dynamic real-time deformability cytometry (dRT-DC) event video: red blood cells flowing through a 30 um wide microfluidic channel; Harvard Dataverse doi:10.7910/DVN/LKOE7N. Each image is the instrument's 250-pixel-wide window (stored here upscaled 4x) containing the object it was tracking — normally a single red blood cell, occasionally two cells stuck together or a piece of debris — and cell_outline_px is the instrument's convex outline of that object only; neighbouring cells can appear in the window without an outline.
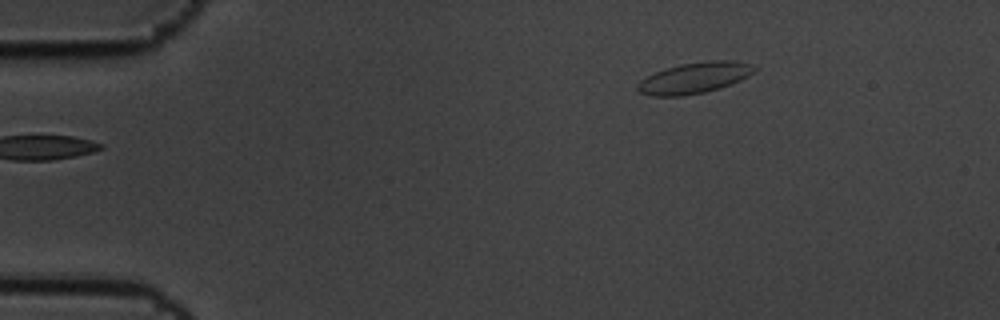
{"species": "common noctule bat (a hibernating species)", "species_latin": "Nyctalus noctula", "temperature_condition": "cold", "stored_images_in_passage": 2, "camera_frame_rate_fps": 3000, "um_per_image_px": 0.085, "animal": {"sex": "male", "body_mass_g": 19.5, "forearm_length_mm": 54.6}, "frame": {"image": 1, "passage_image": 2, "time_ms": 0.333, "image_size_px": [1000, 320], "cell_outline_px": [[756, 72], [732, 84], [720, 88], [704, 92], [684, 96], [652, 96], [640, 92], [636, 88], [636, 84], [640, 80], [664, 68], [680, 64], [708, 60], [732, 60], [748, 64], [756, 68]], "centroid_in_image_um": [59.02, 6.62], "position_along_channel_um": 26.0, "area_um2": 21.15}}